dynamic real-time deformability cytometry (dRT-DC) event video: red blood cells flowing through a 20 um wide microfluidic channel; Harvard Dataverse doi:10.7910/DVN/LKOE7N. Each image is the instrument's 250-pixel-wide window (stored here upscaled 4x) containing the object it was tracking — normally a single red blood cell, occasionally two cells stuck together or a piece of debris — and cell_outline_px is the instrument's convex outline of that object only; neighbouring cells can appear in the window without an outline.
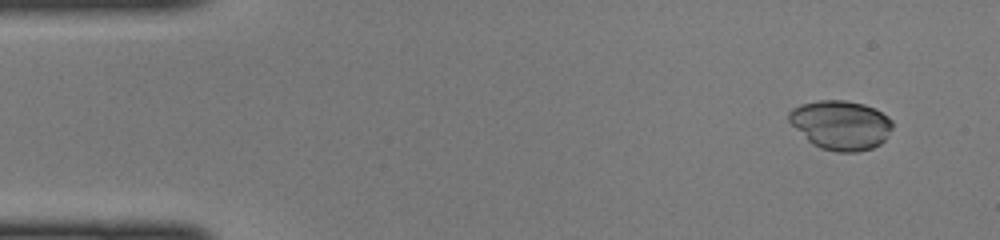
{"species": "common noctule bat (a hibernating species)", "species_latin": "Nyctalus noctula", "temperature_condition": "cold", "stored_images_in_passage": 47, "camera_frame_rate_fps": 3000, "um_per_image_px": 0.085, "animal": {"sex": "female", "body_mass_g": 22.0, "forearm_length_mm": 56.7}, "frame": {"image": 1, "passage_image": 4, "time_ms": 1.0, "image_size_px": [1000, 240], "cell_outline_px": [[892, 128], [884, 140], [880, 144], [872, 148], [856, 152], [836, 152], [820, 148], [812, 144], [788, 120], [788, 112], [792, 108], [800, 104], [816, 100], [844, 100], [864, 104], [888, 116], [892, 120]], "centroid_in_image_um": [71.45, 10.62], "position_along_channel_um": 13.5, "area_um2": 29.71}}
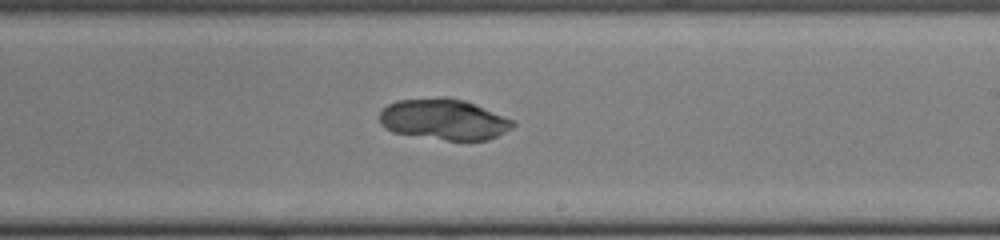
{"frame": {"image": 2, "passage_image": 28, "time_ms": 9.0, "image_size_px": [1000, 240], "cell_outline_px": [[516, 124], [512, 128], [488, 140], [448, 140], [392, 132], [384, 128], [380, 124], [380, 112], [388, 104], [396, 100], [440, 96], [448, 96], [464, 100], [476, 104], [512, 120]], "centroid_in_image_um": [37.7, 10.12], "position_along_channel_um": 251.3, "area_um2": 31.85}}
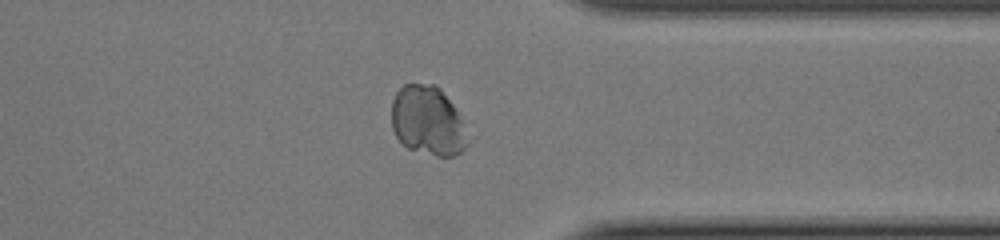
{"frame": {"image": 3, "passage_image": 37, "time_ms": 12.0, "image_size_px": [1000, 240], "cell_outline_px": [[468, 144], [460, 152], [452, 156], [436, 156], [408, 148], [396, 136], [392, 128], [392, 100], [396, 92], [404, 84], [436, 84], [440, 88], [452, 104], [460, 120]], "centroid_in_image_um": [36.31, 10.26], "position_along_channel_um": 375.1, "area_um2": 30.17}}